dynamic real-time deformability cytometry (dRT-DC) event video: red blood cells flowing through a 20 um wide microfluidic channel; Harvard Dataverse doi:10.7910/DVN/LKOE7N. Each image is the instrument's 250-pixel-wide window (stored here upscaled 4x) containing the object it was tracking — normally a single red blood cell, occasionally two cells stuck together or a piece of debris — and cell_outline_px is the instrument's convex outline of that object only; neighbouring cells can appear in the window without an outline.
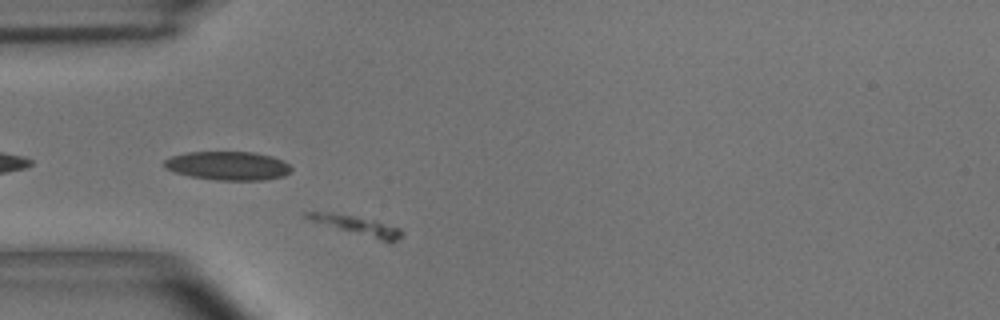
{"species": "common noctule bat (a hibernating species)", "species_latin": "Nyctalus noctula", "temperature_condition": "room temperature", "stored_images_in_passage": 5, "camera_frame_rate_fps": 3000, "um_per_image_px": 0.085, "animal": {"sex": "male", "body_mass_g": 15.6}, "frame": {"image": 1, "passage_image": 5, "time_ms": 1.333, "image_size_px": [1000, 320], "cell_outline_px": [[404, 236], [388, 244], [312, 220], [304, 216], [300, 212], [332, 212], [372, 220], [400, 228]], "centroid_in_image_um": [30.42, 19.2], "position_along_channel_um": 54.6, "area_um2": 10.46}}